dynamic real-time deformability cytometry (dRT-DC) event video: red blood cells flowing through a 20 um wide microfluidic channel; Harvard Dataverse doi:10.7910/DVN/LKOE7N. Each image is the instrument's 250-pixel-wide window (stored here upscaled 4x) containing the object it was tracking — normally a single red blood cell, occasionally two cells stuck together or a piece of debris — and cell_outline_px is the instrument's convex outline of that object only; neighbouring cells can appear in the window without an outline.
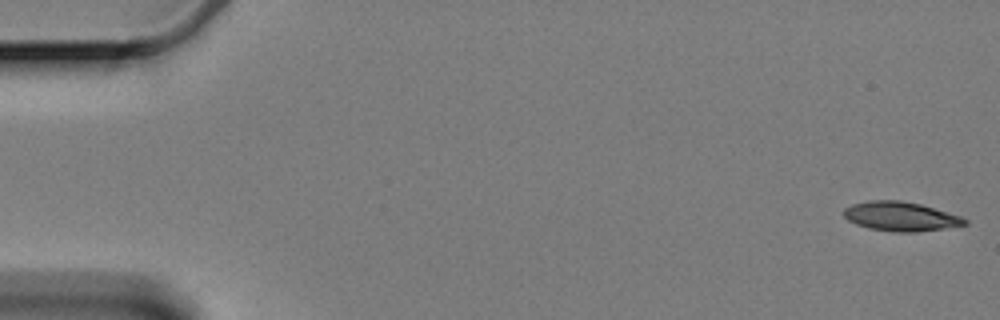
{"species": "Egyptian fruit bat (a non-hibernating species)", "species_latin": "Rousettus aegyptiacus", "temperature_condition": "cold", "stored_images_in_passage": 17, "camera_frame_rate_fps": 3000, "um_per_image_px": 0.085, "animal": {"sex": "female"}, "frame": {"image": 1, "passage_image": 1, "time_ms": 0.0, "image_size_px": [1000, 320], "cell_outline_px": [[968, 224], [944, 228], [916, 232], [896, 232], [868, 228], [856, 224], [848, 220], [844, 216], [844, 208], [852, 204], [868, 200], [900, 200], [920, 204], [960, 216], [968, 220]], "centroid_in_image_um": [76.53, 18.39], "position_along_channel_um": 8.5, "area_um2": 20.52}}
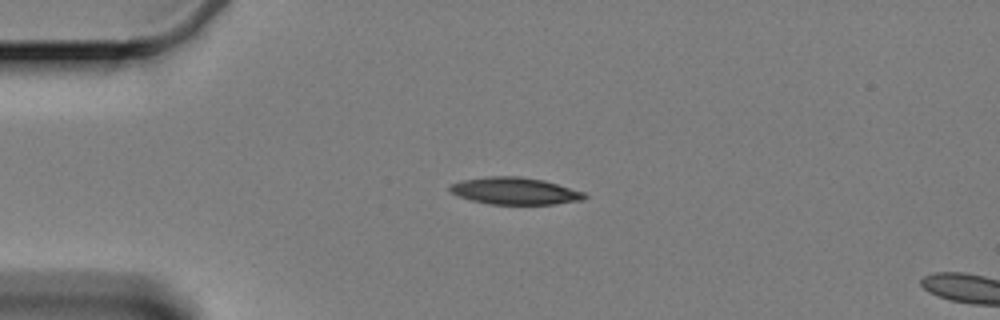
{"frame": {"image": 2, "passage_image": 14, "time_ms": 4.333, "image_size_px": [1000, 320], "cell_outline_px": [[588, 196], [580, 200], [552, 204], [488, 204], [472, 200], [460, 196], [452, 192], [448, 188], [452, 184], [460, 180], [488, 176], [520, 176], [544, 180], [584, 192]], "centroid_in_image_um": [43.75, 16.22], "position_along_channel_um": 41.2, "area_um2": 21.04}}